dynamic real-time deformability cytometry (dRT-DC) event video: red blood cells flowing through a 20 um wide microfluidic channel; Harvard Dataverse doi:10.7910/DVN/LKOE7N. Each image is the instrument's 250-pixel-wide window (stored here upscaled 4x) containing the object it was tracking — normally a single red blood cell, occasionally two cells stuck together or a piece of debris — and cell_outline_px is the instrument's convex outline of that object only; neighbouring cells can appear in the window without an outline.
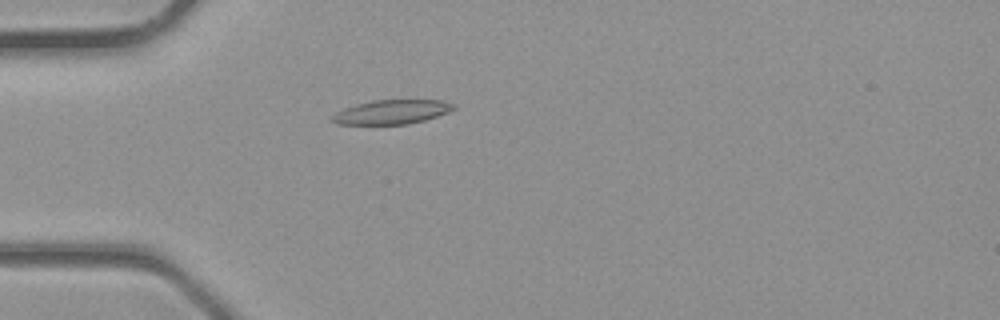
{"species": "common noctule bat (a hibernating species)", "species_latin": "Nyctalus noctula", "temperature_condition": "room temperature", "stored_images_in_passage": 1, "camera_frame_rate_fps": 3000, "um_per_image_px": 0.085, "animal": {"sex": "male", "body_mass_g": 23.1, "forearm_length_mm": 52.7}, "frame": {"image": 1, "passage_image": 1, "time_ms": 0.0, "image_size_px": [1000, 320], "cell_outline_px": [[456, 108], [448, 112], [424, 120], [408, 124], [336, 124], [328, 120], [336, 112], [344, 108], [356, 104], [372, 100], [444, 100], [456, 104]], "centroid_in_image_um": [33.29, 9.51], "position_along_channel_um": 51.7, "area_um2": 17.22}}